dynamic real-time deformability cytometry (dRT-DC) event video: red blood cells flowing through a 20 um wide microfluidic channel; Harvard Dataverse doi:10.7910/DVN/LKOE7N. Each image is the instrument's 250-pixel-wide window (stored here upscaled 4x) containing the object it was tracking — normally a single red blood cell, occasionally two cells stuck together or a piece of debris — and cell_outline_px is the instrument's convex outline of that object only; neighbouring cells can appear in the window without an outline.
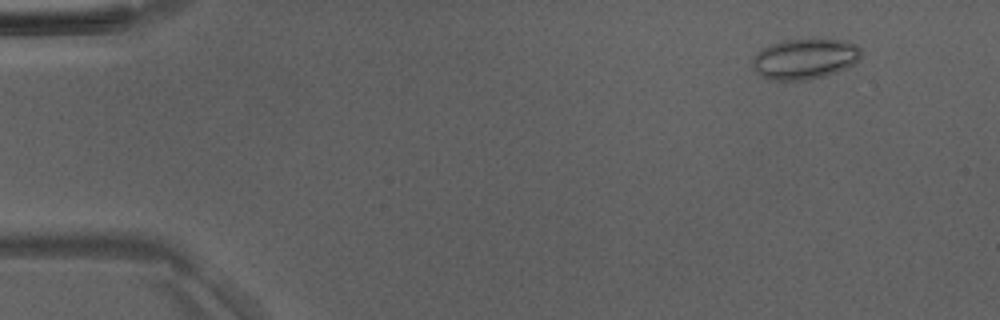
{"species": "Egyptian fruit bat (a non-hibernating species)", "species_latin": "Rousettus aegyptiacus", "temperature_condition": "room temperature", "stored_images_in_passage": 6, "camera_frame_rate_fps": 3000, "um_per_image_px": 0.085, "animal": {"sex": "male"}, "frame": {"image": 1, "passage_image": 2, "time_ms": 1.333, "image_size_px": [1000, 320], "cell_outline_px": [[860, 56], [856, 64], [848, 68], [824, 76], [808, 80], [772, 80], [760, 76], [752, 68], [752, 56], [756, 52], [768, 44], [784, 40], [812, 36], [820, 36], [848, 40], [856, 44], [860, 48]], "centroid_in_image_um": [68.42, 4.94], "position_along_channel_um": 16.6, "area_um2": 26.99}}